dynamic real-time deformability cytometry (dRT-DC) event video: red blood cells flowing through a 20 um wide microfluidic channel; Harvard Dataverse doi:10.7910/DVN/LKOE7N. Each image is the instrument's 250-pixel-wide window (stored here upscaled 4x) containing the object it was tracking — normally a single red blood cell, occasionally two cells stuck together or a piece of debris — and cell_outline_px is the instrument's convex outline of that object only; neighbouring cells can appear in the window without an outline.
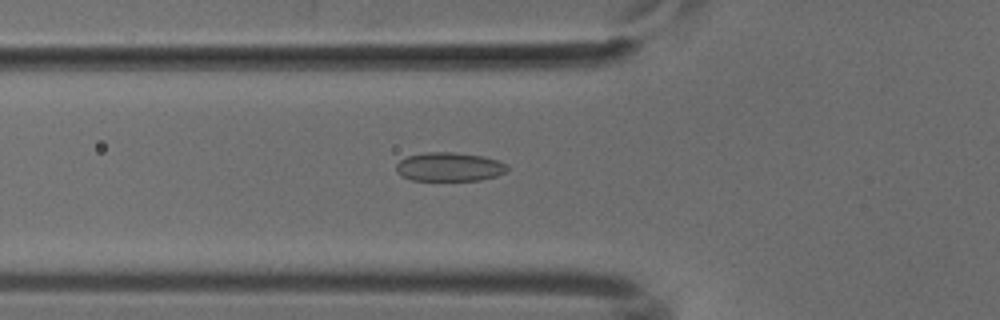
{"species": "common noctule bat (a hibernating species)", "species_latin": "Nyctalus noctula", "temperature_condition": "cold", "stored_images_in_passage": 53, "camera_frame_rate_fps": 3000, "um_per_image_px": 0.085, "animal": {"sex": "male", "body_mass_g": 18.8}, "frame": {"image": 1, "passage_image": 19, "time_ms": 6.0, "image_size_px": [1000, 320], "cell_outline_px": [[508, 168], [504, 172], [496, 176], [480, 180], [412, 180], [396, 172], [396, 164], [400, 160], [408, 156], [424, 152], [452, 152], [484, 156], [508, 164]], "centroid_in_image_um": [38.19, 14.17], "position_along_channel_um": 87.6, "area_um2": 18.61}}
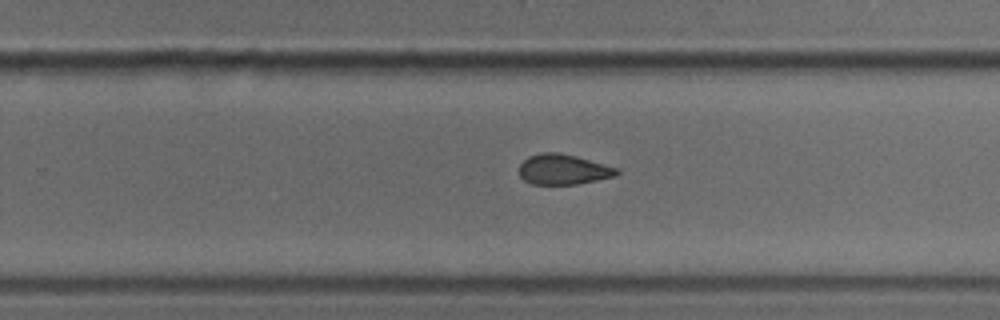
{"frame": {"image": 2, "passage_image": 34, "time_ms": 11.0, "image_size_px": [1000, 320], "cell_outline_px": [[620, 172], [616, 176], [576, 184], [532, 184], [524, 180], [520, 176], [520, 164], [528, 156], [540, 152], [560, 152], [576, 156], [620, 168]], "centroid_in_image_um": [47.89, 14.39], "position_along_channel_um": 281.9, "area_um2": 17.34}}
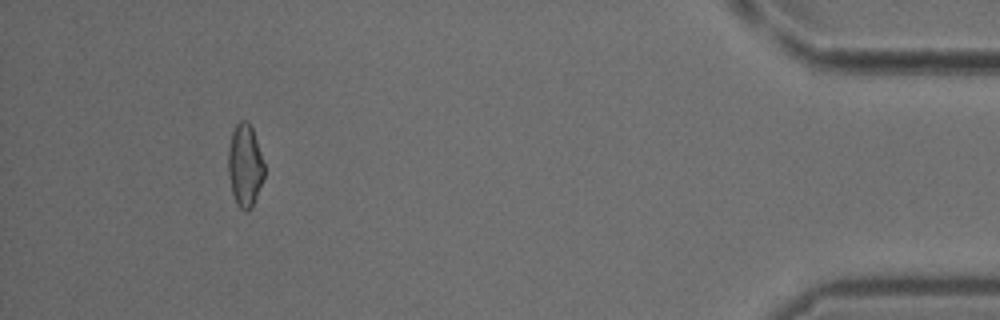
{"frame": {"image": 3, "passage_image": 49, "time_ms": 16.0, "image_size_px": [1000, 320], "cell_outline_px": [[264, 176], [252, 208], [248, 212], [240, 208], [236, 204], [232, 192], [228, 176], [228, 148], [232, 132], [236, 124], [240, 120], [248, 120], [252, 128], [264, 164]], "centroid_in_image_um": [20.8, 14.07], "position_along_channel_um": 414.4, "area_um2": 17.4}}